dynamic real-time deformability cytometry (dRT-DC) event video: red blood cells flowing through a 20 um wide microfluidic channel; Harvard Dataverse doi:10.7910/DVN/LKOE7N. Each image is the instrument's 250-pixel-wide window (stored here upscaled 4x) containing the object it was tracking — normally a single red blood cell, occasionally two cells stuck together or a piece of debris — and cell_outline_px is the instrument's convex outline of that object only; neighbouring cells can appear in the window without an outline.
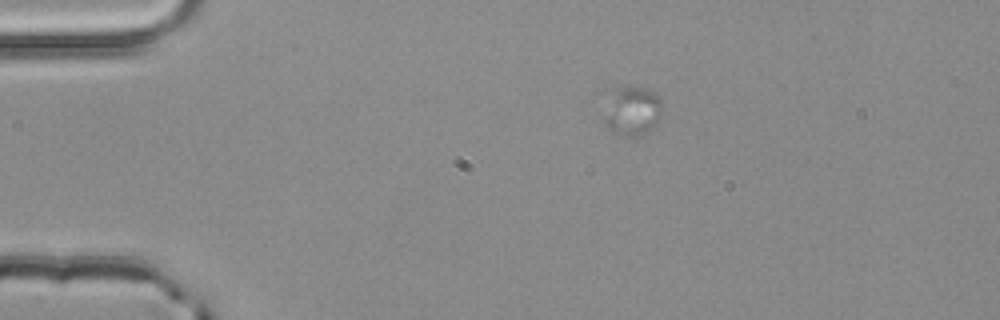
{"species": "common noctule bat (a hibernating species)", "species_latin": "Nyctalus noctula", "temperature_condition": "room temperature", "stored_images_in_passage": 2, "camera_frame_rate_fps": 3000, "um_per_image_px": 0.085, "animal": {"sex": "male", "body_mass_g": 20.4}, "frame": {"image": 1, "passage_image": 1, "time_ms": 0.0, "image_size_px": [1000, 320], "cell_outline_px": [[660, 116], [656, 124], [644, 132], [612, 132], [600, 120], [608, 88], [648, 88], [656, 92], [660, 96]], "centroid_in_image_um": [53.62, 9.32], "position_along_channel_um": 31.4, "area_um2": 16.65}}
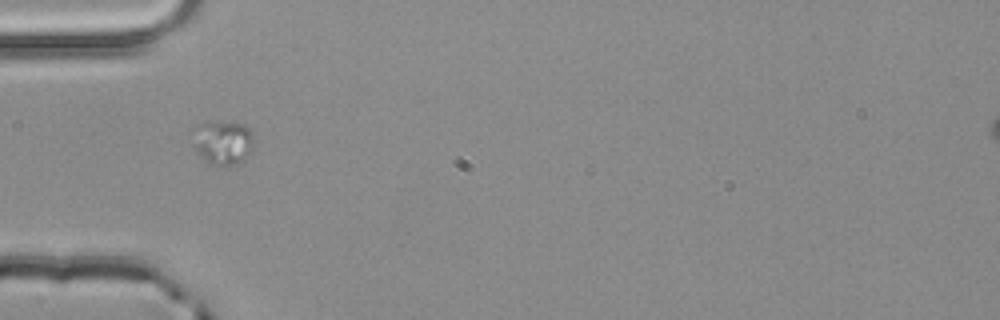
{"frame": {"image": 2, "passage_image": 2, "time_ms": 0.333, "image_size_px": [1000, 320], "cell_outline_px": [[252, 152], [236, 164], [212, 164], [196, 148], [188, 132], [196, 124], [208, 120], [220, 120], [248, 124], [252, 132]], "centroid_in_image_um": [18.91, 11.98], "position_along_channel_um": 66.1, "area_um2": 16.07}}